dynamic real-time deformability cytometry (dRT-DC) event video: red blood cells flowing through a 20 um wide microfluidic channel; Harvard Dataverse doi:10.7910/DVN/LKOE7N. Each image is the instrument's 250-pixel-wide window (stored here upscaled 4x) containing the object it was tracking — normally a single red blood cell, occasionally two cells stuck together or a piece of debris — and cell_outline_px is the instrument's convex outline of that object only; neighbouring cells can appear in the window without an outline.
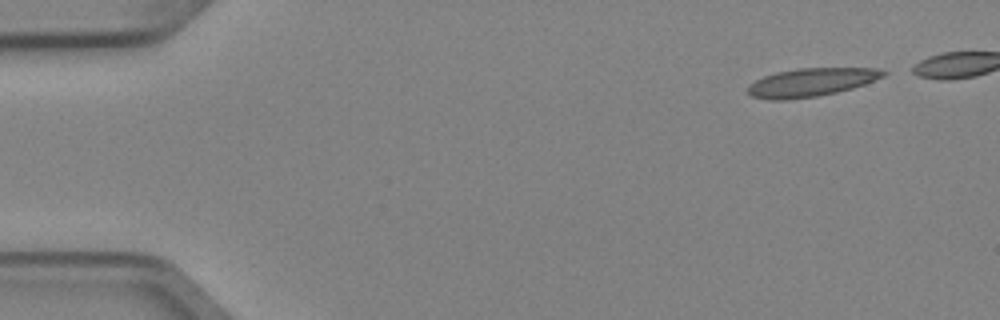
{"species": "Egyptian fruit bat (a non-hibernating species)", "species_latin": "Rousettus aegyptiacus", "temperature_condition": "cold", "stored_images_in_passage": 4, "camera_frame_rate_fps": 3000, "um_per_image_px": 0.085, "animal": {"sex": "female"}, "frame": {"image": 1, "passage_image": 1, "time_ms": 0.0, "image_size_px": [1000, 320], "cell_outline_px": [[888, 72], [884, 76], [864, 84], [852, 88], [836, 92], [816, 96], [788, 100], [772, 100], [752, 96], [748, 92], [748, 88], [756, 80], [764, 76], [776, 72], [800, 68], [876, 68]], "centroid_in_image_um": [68.96, 6.99], "position_along_channel_um": 16.0, "area_um2": 22.08}}